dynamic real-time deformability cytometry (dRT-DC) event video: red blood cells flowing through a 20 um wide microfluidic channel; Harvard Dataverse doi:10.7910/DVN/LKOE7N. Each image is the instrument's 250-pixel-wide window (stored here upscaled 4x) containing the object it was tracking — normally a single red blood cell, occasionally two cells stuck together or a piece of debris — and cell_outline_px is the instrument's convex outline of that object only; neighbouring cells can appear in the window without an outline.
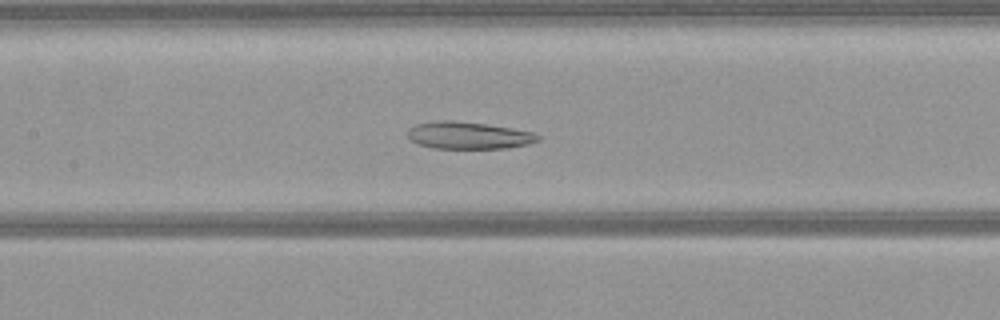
{"species": "common noctule bat (a hibernating species)", "species_latin": "Nyctalus noctula", "temperature_condition": "warm", "stored_images_in_passage": 44, "camera_frame_rate_fps": 3000, "um_per_image_px": 0.085, "animal": {"sex": "female", "body_mass_g": 21.9}, "frame": {"image": 1, "passage_image": 15, "time_ms": 4.667, "image_size_px": [1000, 320], "cell_outline_px": [[540, 140], [528, 144], [508, 148], [432, 148], [416, 144], [408, 136], [408, 128], [416, 124], [436, 120], [452, 120], [484, 124], [512, 128], [532, 132], [540, 136]], "centroid_in_image_um": [39.8, 11.51], "position_along_channel_um": 167.6, "area_um2": 20.63}}
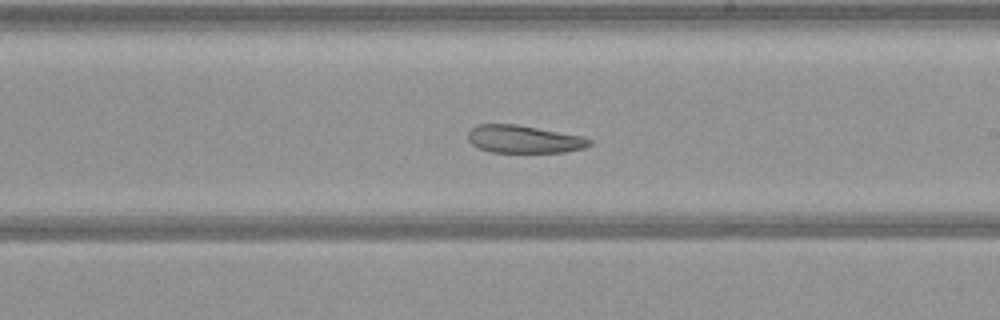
{"frame": {"image": 2, "passage_image": 21, "time_ms": 6.667, "image_size_px": [1000, 320], "cell_outline_px": [[592, 144], [584, 148], [564, 152], [492, 152], [480, 148], [472, 144], [468, 140], [468, 132], [476, 124], [516, 124], [584, 136], [592, 140]], "centroid_in_image_um": [44.55, 11.82], "position_along_channel_um": 244.4, "area_um2": 19.65}}
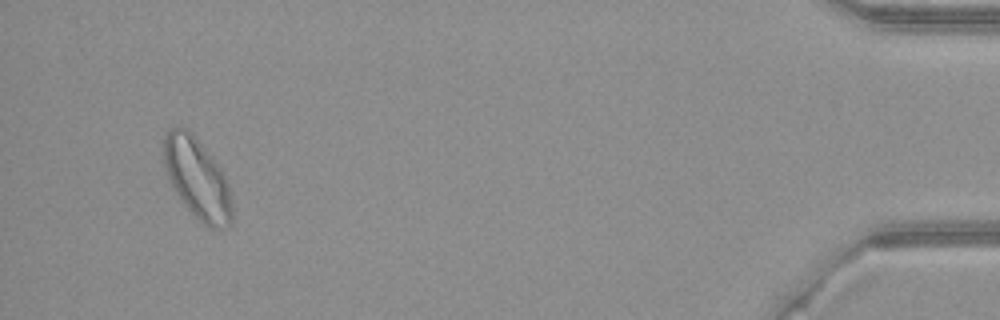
{"frame": {"image": 3, "passage_image": 41, "time_ms": 13.333, "image_size_px": [1000, 320], "cell_outline_px": [[232, 224], [228, 228], [208, 228], [188, 208], [176, 192], [168, 180], [164, 168], [164, 136], [168, 128], [180, 124], [188, 128], [192, 132], [212, 156], [220, 168], [228, 184], [232, 208]], "centroid_in_image_um": [16.75, 15.12], "position_along_channel_um": 418.5, "area_um2": 32.31}}